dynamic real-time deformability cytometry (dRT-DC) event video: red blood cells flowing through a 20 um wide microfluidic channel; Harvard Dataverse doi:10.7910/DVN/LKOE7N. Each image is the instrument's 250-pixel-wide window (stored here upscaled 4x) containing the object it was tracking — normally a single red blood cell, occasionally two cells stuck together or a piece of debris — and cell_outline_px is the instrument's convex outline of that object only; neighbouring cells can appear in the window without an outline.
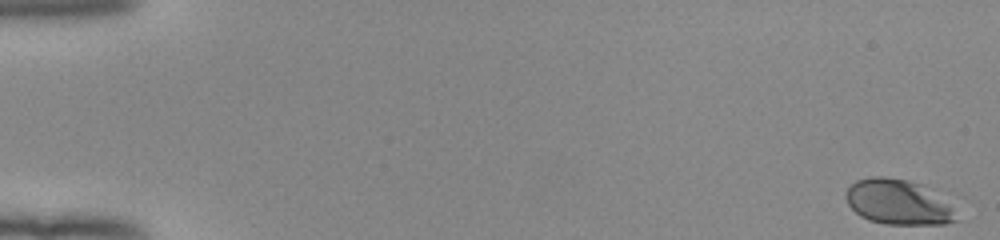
{"species": "human", "species_latin": "Homo sapiens", "temperature_condition": "room temperature", "stored_images_in_passage": 53, "camera_frame_rate_fps": 3000, "um_per_image_px": 0.085, "donor": {"sex": "female"}, "frame": {"image": 1, "passage_image": 1, "time_ms": 0.0, "image_size_px": [1000, 240], "cell_outline_px": [[960, 220], [944, 224], [884, 224], [868, 220], [860, 216], [848, 204], [844, 196], [844, 192], [856, 180], [872, 176], [884, 176], [908, 180], [924, 184], [952, 204]], "centroid_in_image_um": [76.38, 17.17], "position_along_channel_um": 8.6, "area_um2": 29.65}}
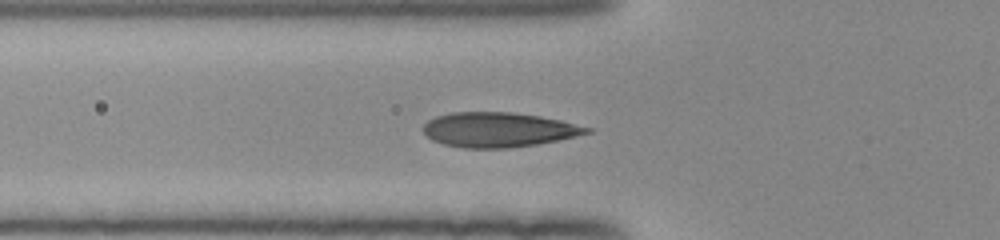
{"frame": {"image": 2, "passage_image": 20, "time_ms": 6.333, "image_size_px": [1000, 240], "cell_outline_px": [[592, 132], [556, 140], [536, 144], [508, 148], [464, 148], [444, 144], [432, 140], [420, 128], [428, 120], [436, 116], [452, 112], [512, 112], [540, 116], [560, 120], [592, 128]], "centroid_in_image_um": [42.33, 11.02], "position_along_channel_um": 83.5, "area_um2": 33.0}}
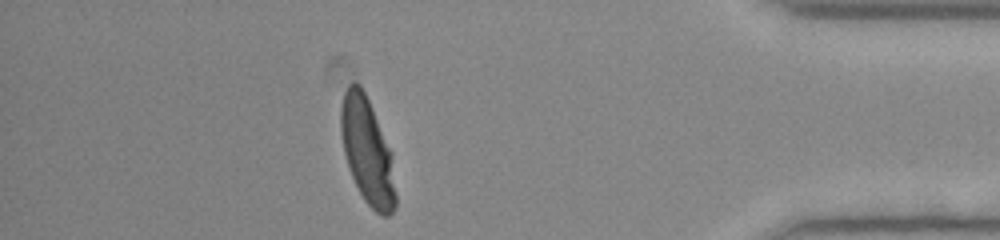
{"frame": {"image": 3, "passage_image": 47, "time_ms": 15.333, "image_size_px": [1000, 240], "cell_outline_px": [[396, 208], [388, 216], [380, 216], [364, 200], [352, 176], [344, 152], [340, 132], [340, 108], [344, 92], [348, 84], [356, 80], [360, 84], [372, 108], [392, 152], [396, 196]], "centroid_in_image_um": [31.22, 12.83], "position_along_channel_um": 404.0, "area_um2": 33.99}, "authors_computed_cell_mechanics": {"area_um2": 32.946, "velocity_mm_per_s": 3.972, "shape_relaxation_time_tau1_ms": 2.8061, "shape_relaxation_time_tau2_ms": null, "deformation_change_tau1": 0.1596, "deformation_change_tau2": null}}